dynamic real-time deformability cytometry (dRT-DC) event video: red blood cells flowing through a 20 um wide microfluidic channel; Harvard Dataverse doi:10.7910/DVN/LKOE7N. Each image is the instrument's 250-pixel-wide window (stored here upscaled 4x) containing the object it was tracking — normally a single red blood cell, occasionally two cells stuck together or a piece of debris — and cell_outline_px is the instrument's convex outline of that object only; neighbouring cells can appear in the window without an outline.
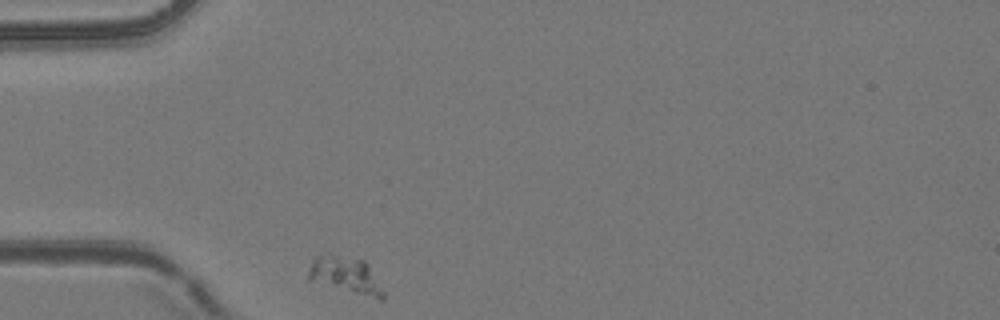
{"species": "common noctule bat (a hibernating species)", "species_latin": "Nyctalus noctula", "temperature_condition": "room temperature", "stored_images_in_passage": 31, "camera_frame_rate_fps": 3000, "um_per_image_px": 0.085, "animal": {"sex": "female", "body_mass_g": 24.6, "forearm_length_mm": 56.2}, "frame": {"image": 1, "passage_image": 1, "time_ms": 0.0, "image_size_px": [1000, 320], "cell_outline_px": [[384, 296], [380, 300], [308, 280], [308, 268], [312, 260], [316, 256], [332, 256], [364, 260], [368, 264], [384, 292]], "centroid_in_image_um": [29.37, 23.42], "position_along_channel_um": 55.6, "area_um2": 15.43}}
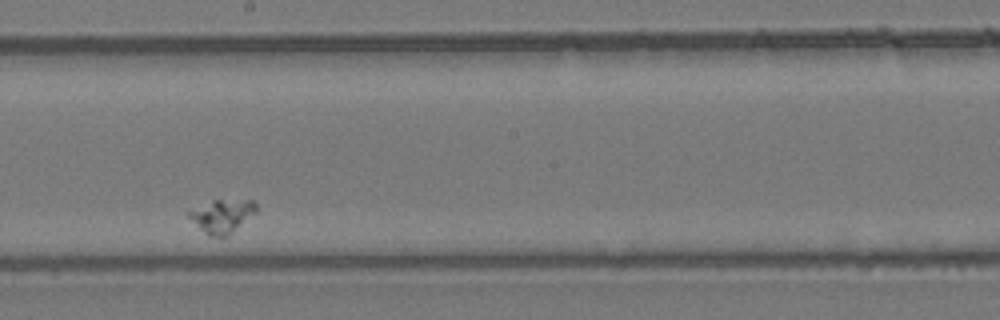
{"frame": {"image": 2, "passage_image": 18, "time_ms": 5.667, "image_size_px": [1000, 320], "cell_outline_px": [[256, 212], [228, 236], [208, 236], [184, 212], [212, 200], [252, 200], [256, 204]], "centroid_in_image_um": [18.86, 18.35], "position_along_channel_um": 229.3, "area_um2": 12.95}}
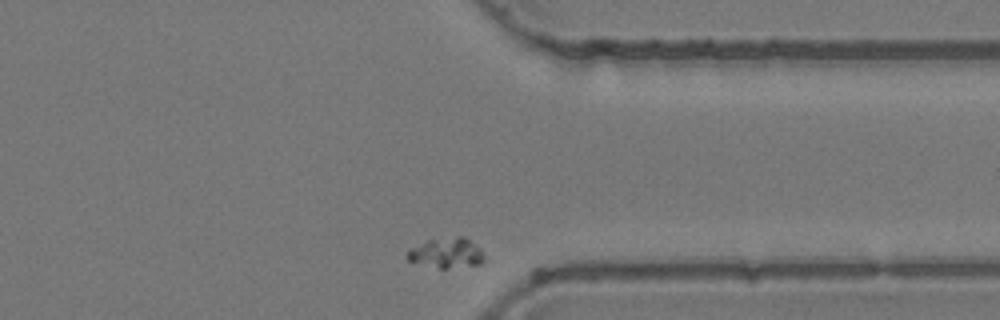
{"frame": {"image": 3, "passage_image": 31, "time_ms": 10.0, "image_size_px": [1000, 320], "cell_outline_px": [[484, 264], [448, 268], [440, 268], [408, 260], [404, 256], [408, 248], [428, 240], [460, 236], [464, 236], [480, 248], [484, 256]], "centroid_in_image_um": [37.95, 21.5], "position_along_channel_um": 373.5, "area_um2": 13.53}}